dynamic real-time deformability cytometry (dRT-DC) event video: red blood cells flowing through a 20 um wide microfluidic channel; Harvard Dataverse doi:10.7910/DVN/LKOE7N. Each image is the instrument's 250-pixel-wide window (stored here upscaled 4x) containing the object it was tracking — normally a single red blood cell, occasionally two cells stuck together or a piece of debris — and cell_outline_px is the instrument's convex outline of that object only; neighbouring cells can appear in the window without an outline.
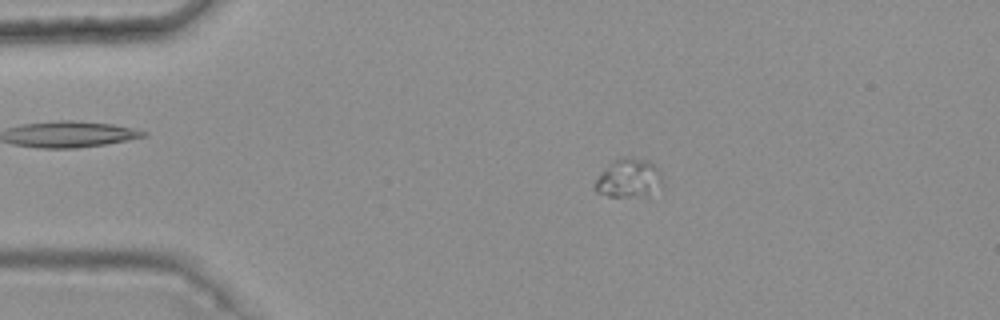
{"species": "common noctule bat (a hibernating species)", "species_latin": "Nyctalus noctula", "temperature_condition": "warm", "stored_images_in_passage": 5, "camera_frame_rate_fps": 3000, "um_per_image_px": 0.085, "animal": {"sex": "female", "body_mass_g": 25.1}, "frame": {"image": 1, "passage_image": 3, "time_ms": 0.667, "image_size_px": [1000, 320], "cell_outline_px": [[664, 184], [648, 196], [608, 196], [596, 192], [596, 180], [616, 160], [632, 156], [648, 160], [660, 168]], "centroid_in_image_um": [53.56, 15.16], "position_along_channel_um": 31.4, "area_um2": 15.03}}